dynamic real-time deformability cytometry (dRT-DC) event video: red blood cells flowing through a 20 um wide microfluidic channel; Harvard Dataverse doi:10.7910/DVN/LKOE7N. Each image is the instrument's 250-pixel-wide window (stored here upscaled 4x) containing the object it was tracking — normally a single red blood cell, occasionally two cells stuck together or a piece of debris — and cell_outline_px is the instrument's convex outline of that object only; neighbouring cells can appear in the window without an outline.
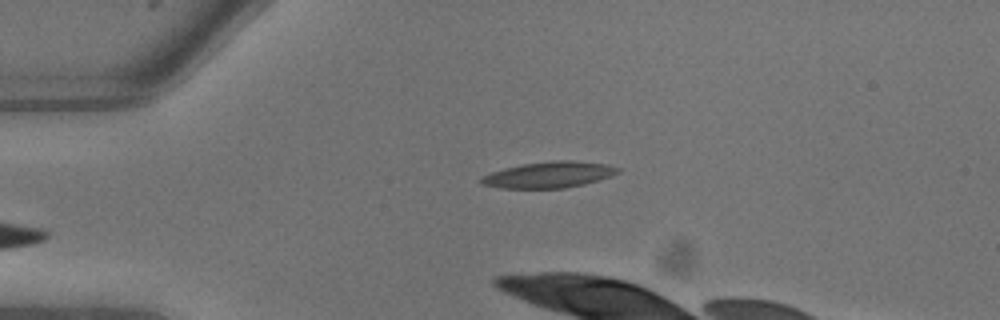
{"species": "common noctule bat (a hibernating species)", "species_latin": "Nyctalus noctula", "temperature_condition": "warm", "stored_images_in_passage": 3, "camera_frame_rate_fps": 3000, "um_per_image_px": 0.085, "animal": {"sex": "male", "body_mass_g": 13.3}, "frame": {"image": 1, "passage_image": 1, "time_ms": 0.0, "image_size_px": [1000, 320], "cell_outline_px": [[620, 172], [612, 176], [584, 184], [564, 188], [500, 188], [480, 184], [480, 176], [504, 168], [524, 164], [552, 160], [572, 160], [608, 164], [620, 168]], "centroid_in_image_um": [46.67, 14.85], "position_along_channel_um": 38.3, "area_um2": 20.92}}